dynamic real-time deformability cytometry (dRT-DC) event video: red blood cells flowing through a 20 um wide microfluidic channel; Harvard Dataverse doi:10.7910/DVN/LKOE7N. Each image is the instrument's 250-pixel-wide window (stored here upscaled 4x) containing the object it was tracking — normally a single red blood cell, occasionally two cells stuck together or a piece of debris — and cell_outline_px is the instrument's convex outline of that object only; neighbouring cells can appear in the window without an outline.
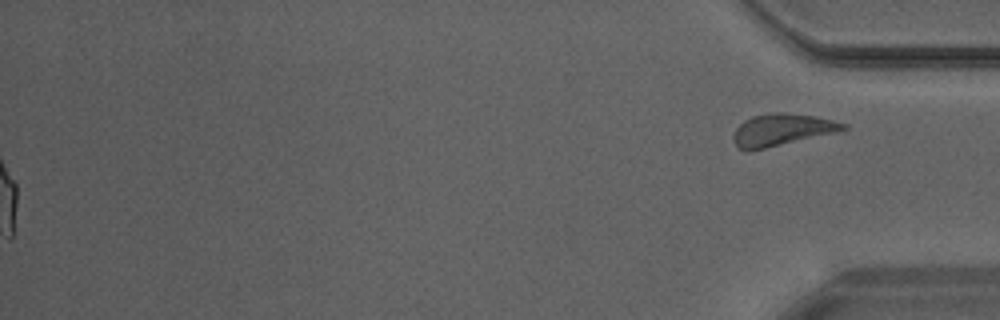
{"species": "Egyptian fruit bat (a non-hibernating species)", "species_latin": "Rousettus aegyptiacus", "temperature_condition": "warm", "stored_images_in_passage": 32, "camera_frame_rate_fps": 3000, "um_per_image_px": 0.085, "animal": {"sex": "male"}, "frame": {"image": 1, "passage_image": 32, "time_ms": 10.333, "image_size_px": [1000, 320], "cell_outline_px": [[848, 128], [836, 132], [764, 148], [736, 148], [732, 140], [732, 136], [736, 128], [744, 120], [752, 116], [768, 112], [784, 112], [812, 116], [832, 120], [848, 124]], "centroid_in_image_um": [66.43, 11.0], "position_along_channel_um": 368.8, "area_um2": 20.06}}